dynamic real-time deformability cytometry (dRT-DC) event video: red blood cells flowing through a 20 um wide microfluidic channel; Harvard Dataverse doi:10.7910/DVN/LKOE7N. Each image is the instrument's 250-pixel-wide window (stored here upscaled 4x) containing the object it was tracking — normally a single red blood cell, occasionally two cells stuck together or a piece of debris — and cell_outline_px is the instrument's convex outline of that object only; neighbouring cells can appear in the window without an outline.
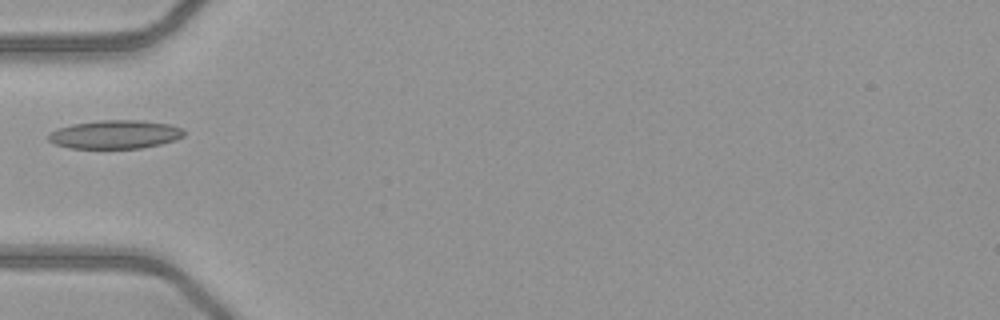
{"species": "common noctule bat (a hibernating species)", "species_latin": "Nyctalus noctula", "temperature_condition": "warm", "stored_images_in_passage": 34, "camera_frame_rate_fps": 3000, "um_per_image_px": 0.085, "animal": {"sex": "female", "body_mass_g": 21.9}, "frame": {"image": 1, "passage_image": 1, "time_ms": 0.0, "image_size_px": [1000, 320], "cell_outline_px": [[184, 136], [176, 140], [160, 144], [140, 148], [68, 148], [56, 144], [48, 140], [48, 136], [56, 128], [72, 124], [100, 120], [140, 120], [168, 124], [184, 128]], "centroid_in_image_um": [9.8, 11.42], "position_along_channel_um": 75.2, "area_um2": 22.54}}
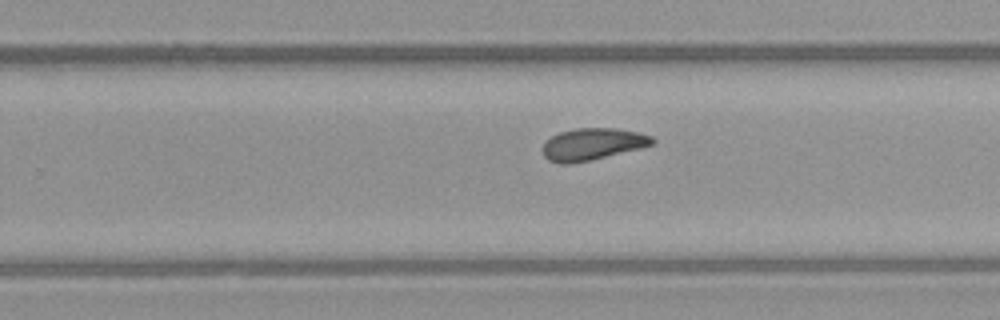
{"frame": {"image": 2, "passage_image": 16, "time_ms": 5.0, "image_size_px": [1000, 320], "cell_outline_px": [[656, 140], [652, 144], [640, 148], [592, 160], [572, 164], [560, 164], [548, 160], [544, 156], [544, 144], [552, 136], [560, 132], [576, 128], [616, 128], [640, 132], [652, 136]], "centroid_in_image_um": [50.38, 12.25], "position_along_channel_um": 279.4, "area_um2": 20.4}}
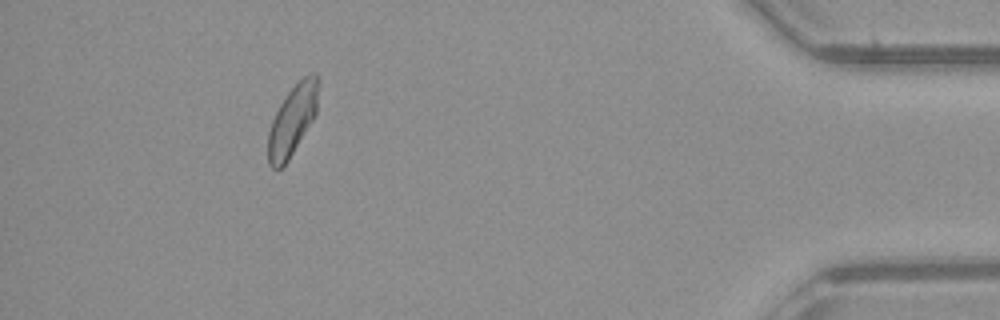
{"frame": {"image": 3, "passage_image": 30, "time_ms": 9.667, "image_size_px": [1000, 320], "cell_outline_px": [[316, 112], [312, 120], [288, 160], [280, 168], [272, 168], [268, 164], [268, 132], [272, 120], [280, 104], [288, 92], [304, 76], [312, 72], [316, 72]], "centroid_in_image_um": [24.81, 10.25], "position_along_channel_um": 410.4, "area_um2": 19.77}}